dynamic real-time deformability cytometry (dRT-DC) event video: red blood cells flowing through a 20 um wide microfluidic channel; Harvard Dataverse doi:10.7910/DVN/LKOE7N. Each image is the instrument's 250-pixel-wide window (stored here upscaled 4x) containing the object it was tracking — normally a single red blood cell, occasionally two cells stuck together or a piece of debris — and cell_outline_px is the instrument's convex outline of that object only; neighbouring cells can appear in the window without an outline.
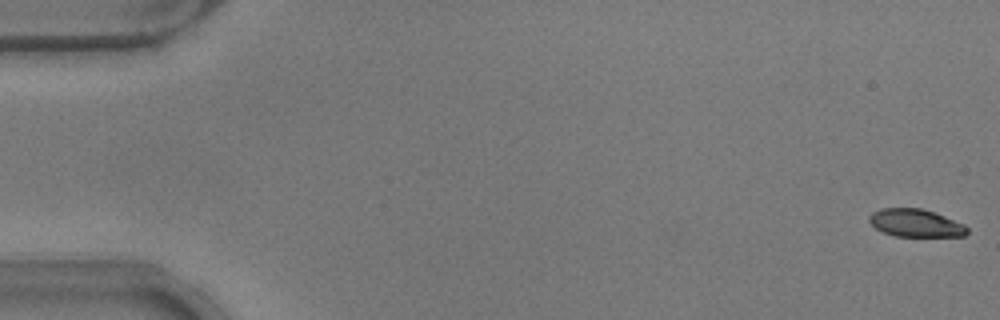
{"species": "common noctule bat (a hibernating species)", "species_latin": "Nyctalus noctula", "temperature_condition": "warm", "stored_images_in_passage": 53, "camera_frame_rate_fps": 3000, "um_per_image_px": 0.085, "animal": {"sex": "male", "body_mass_g": 17.9}, "frame": {"image": 1, "passage_image": 1, "time_ms": 0.0, "image_size_px": [1000, 320], "cell_outline_px": [[968, 232], [964, 236], [896, 236], [884, 232], [876, 228], [868, 220], [868, 216], [872, 212], [880, 208], [920, 208], [944, 216], [964, 224], [968, 228]], "centroid_in_image_um": [77.81, 18.95], "position_along_channel_um": 7.2, "area_um2": 15.72}}
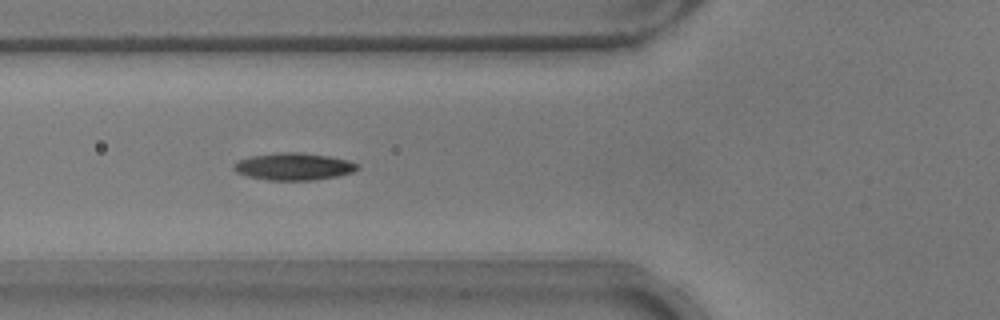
{"frame": {"image": 2, "passage_image": 20, "time_ms": 6.333, "image_size_px": [1000, 320], "cell_outline_px": [[360, 168], [352, 172], [336, 176], [312, 180], [268, 180], [248, 176], [236, 172], [232, 168], [232, 164], [240, 160], [252, 156], [276, 152], [300, 152], [328, 156], [348, 160], [360, 164]], "centroid_in_image_um": [24.96, 14.15], "position_along_channel_um": 100.8, "area_um2": 19.59}}
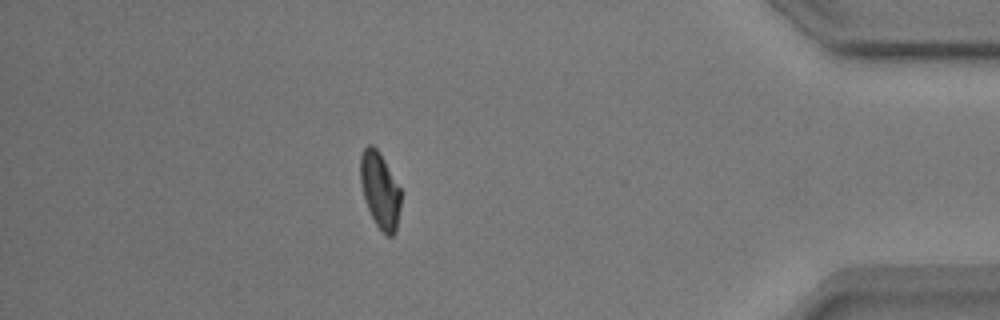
{"frame": {"image": 3, "passage_image": 47, "time_ms": 15.333, "image_size_px": [1000, 320], "cell_outline_px": [[400, 208], [396, 232], [392, 236], [388, 236], [376, 224], [368, 208], [360, 184], [360, 156], [364, 148], [368, 144], [372, 144], [380, 152], [400, 188]], "centroid_in_image_um": [32.29, 16.14], "position_along_channel_um": 402.9, "area_um2": 17.8}, "authors_computed_cell_mechanics": {"area_um2": 18.3226, "velocity_mm_per_s": 3.8166, "shape_relaxation_time_tau1_ms": 4.2932, "shape_relaxation_time_tau2_ms": 3.4545, "deformation_change_tau1": 0.1564, "deformation_change_tau2": 0.0948}}